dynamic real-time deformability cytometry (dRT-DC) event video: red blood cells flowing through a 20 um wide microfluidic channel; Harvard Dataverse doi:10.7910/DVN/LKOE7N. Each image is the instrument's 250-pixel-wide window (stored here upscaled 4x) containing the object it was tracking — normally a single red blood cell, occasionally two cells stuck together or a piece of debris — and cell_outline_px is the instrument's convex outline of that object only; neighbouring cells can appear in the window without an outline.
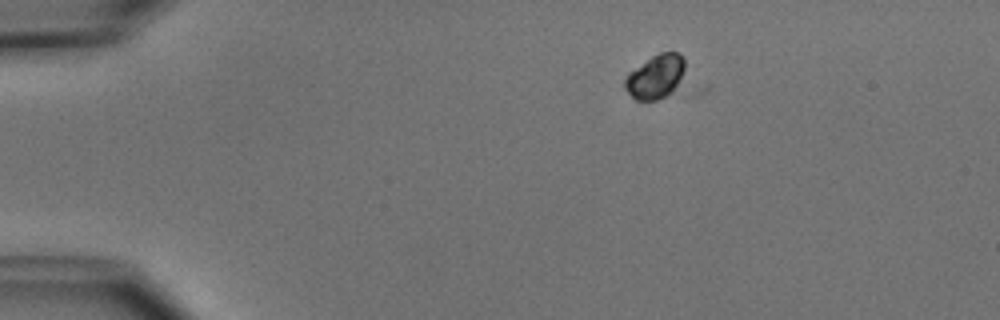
{"species": "common noctule bat (a hibernating species)", "species_latin": "Nyctalus noctula", "temperature_condition": "cold", "stored_images_in_passage": 4, "camera_frame_rate_fps": 3000, "um_per_image_px": 0.085, "animal": {"sex": "male", "body_mass_g": 15.6}, "frame": {"image": 1, "passage_image": 2, "time_ms": 1.0, "image_size_px": [1000, 320], "cell_outline_px": [[684, 68], [672, 92], [656, 100], [636, 100], [624, 88], [624, 80], [628, 72], [652, 56], [660, 52], [680, 52], [684, 60]], "centroid_in_image_um": [55.67, 6.5], "position_along_channel_um": 29.3, "area_um2": 15.09}}